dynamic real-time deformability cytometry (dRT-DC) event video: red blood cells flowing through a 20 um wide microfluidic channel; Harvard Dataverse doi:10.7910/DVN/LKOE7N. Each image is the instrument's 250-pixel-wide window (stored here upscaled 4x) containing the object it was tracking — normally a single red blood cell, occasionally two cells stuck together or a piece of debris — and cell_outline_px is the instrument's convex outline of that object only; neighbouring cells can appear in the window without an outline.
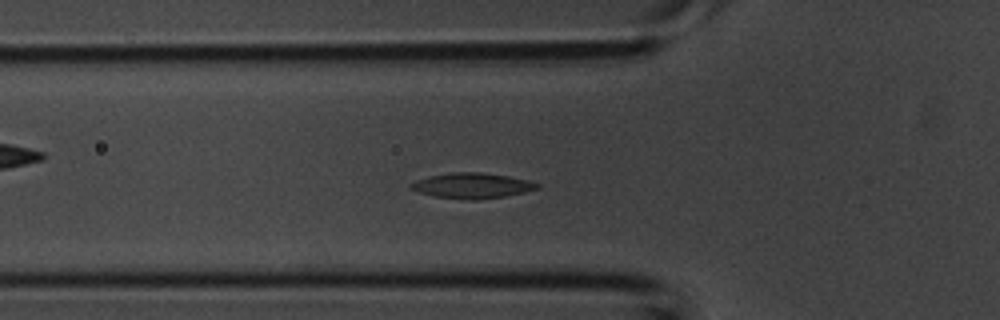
{"species": "common noctule bat (a hibernating species)", "species_latin": "Nyctalus noctula", "temperature_condition": "room temperature", "stored_images_in_passage": 38, "camera_frame_rate_fps": 3000, "um_per_image_px": 0.085, "animal": {"sex": "male", "body_mass_g": 20.1, "forearm_length_mm": 53.5}, "frame": {"image": 1, "passage_image": 13, "time_ms": 4.0, "image_size_px": [1000, 320], "cell_outline_px": [[540, 188], [524, 192], [504, 196], [480, 200], [468, 200], [432, 196], [420, 192], [412, 188], [408, 184], [416, 180], [428, 176], [452, 172], [480, 172], [508, 176], [528, 180], [540, 184]], "centroid_in_image_um": [40.13, 15.78], "position_along_channel_um": 85.7, "area_um2": 18.73}}
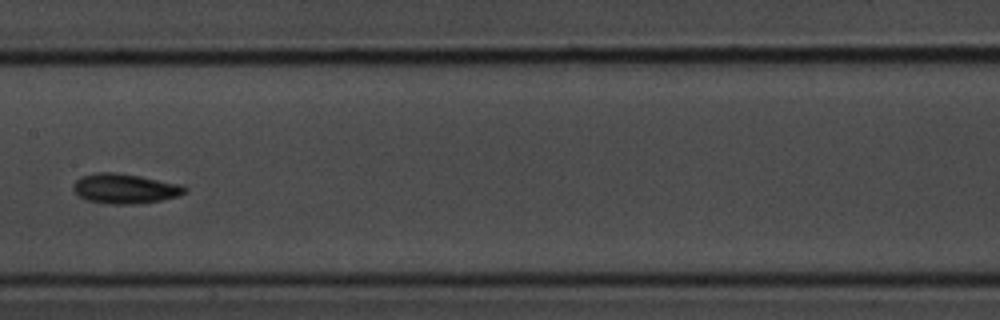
{"frame": {"image": 2, "passage_image": 20, "time_ms": 6.333, "image_size_px": [1000, 320], "cell_outline_px": [[188, 188], [180, 196], [160, 200], [132, 204], [104, 204], [88, 200], [76, 196], [72, 192], [72, 184], [80, 176], [96, 172], [116, 172], [140, 176], [184, 184]], "centroid_in_image_um": [10.58, 16.02], "position_along_channel_um": 196.8, "area_um2": 19.83}}
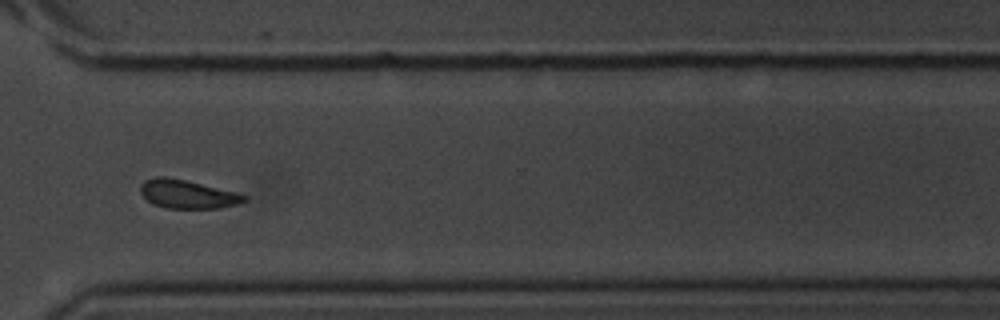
{"frame": {"image": 3, "passage_image": 30, "time_ms": 9.667, "image_size_px": [1000, 320], "cell_outline_px": [[248, 200], [236, 204], [220, 208], [164, 208], [152, 204], [140, 192], [140, 184], [144, 180], [156, 176], [168, 176], [236, 192], [248, 196]], "centroid_in_image_um": [15.91, 16.5], "position_along_channel_um": 354.7, "area_um2": 17.34}}